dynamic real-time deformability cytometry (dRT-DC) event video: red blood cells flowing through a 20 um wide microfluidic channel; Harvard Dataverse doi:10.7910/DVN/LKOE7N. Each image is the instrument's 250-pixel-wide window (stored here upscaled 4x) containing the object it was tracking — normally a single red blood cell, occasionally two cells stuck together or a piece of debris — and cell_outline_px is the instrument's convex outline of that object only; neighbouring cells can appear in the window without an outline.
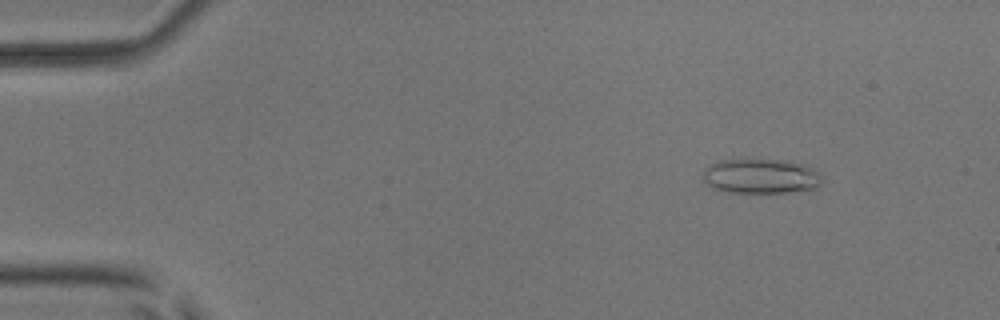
{"species": "common noctule bat (a hibernating species)", "species_latin": "Nyctalus noctula", "temperature_condition": "room temperature", "stored_images_in_passage": 5, "camera_frame_rate_fps": 3000, "um_per_image_px": 0.085, "animal": {"sex": "male", "body_mass_g": 17.9, "forearm_length_mm": 54.2}, "frame": {"image": 1, "passage_image": 3, "time_ms": 0.667, "image_size_px": [1000, 320], "cell_outline_px": [[824, 176], [820, 184], [816, 188], [788, 192], [728, 192], [712, 188], [704, 180], [704, 172], [708, 164], [716, 160], [744, 156], [748, 156], [792, 160], [808, 164], [816, 168]], "centroid_in_image_um": [64.71, 14.89], "position_along_channel_um": 20.3, "area_um2": 25.66}}